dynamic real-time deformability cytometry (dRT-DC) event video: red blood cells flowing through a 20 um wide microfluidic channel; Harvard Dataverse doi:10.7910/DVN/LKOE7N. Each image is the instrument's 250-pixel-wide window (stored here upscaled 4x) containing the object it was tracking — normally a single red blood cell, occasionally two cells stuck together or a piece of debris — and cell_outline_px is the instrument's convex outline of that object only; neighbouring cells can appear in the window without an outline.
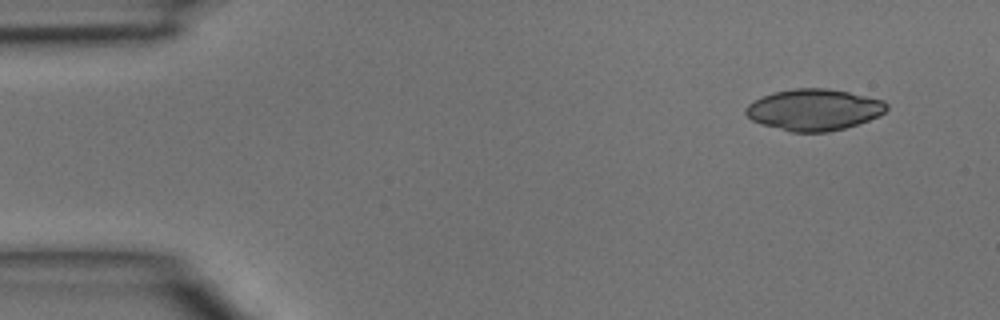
{"species": "common noctule bat (a hibernating species)", "species_latin": "Nyctalus noctula", "temperature_condition": "room temperature", "stored_images_in_passage": 4, "camera_frame_rate_fps": 3000, "um_per_image_px": 0.085, "animal": {"sex": "male", "body_mass_g": 15.6}, "frame": {"image": 1, "passage_image": 1, "time_ms": 0.0, "image_size_px": [1000, 320], "cell_outline_px": [[888, 108], [880, 116], [844, 128], [828, 132], [792, 132], [760, 124], [752, 120], [744, 112], [744, 108], [748, 104], [764, 96], [776, 92], [792, 88], [828, 88], [848, 92], [884, 100], [888, 104]], "centroid_in_image_um": [69.19, 9.33], "position_along_channel_um": 15.8, "area_um2": 33.93}}